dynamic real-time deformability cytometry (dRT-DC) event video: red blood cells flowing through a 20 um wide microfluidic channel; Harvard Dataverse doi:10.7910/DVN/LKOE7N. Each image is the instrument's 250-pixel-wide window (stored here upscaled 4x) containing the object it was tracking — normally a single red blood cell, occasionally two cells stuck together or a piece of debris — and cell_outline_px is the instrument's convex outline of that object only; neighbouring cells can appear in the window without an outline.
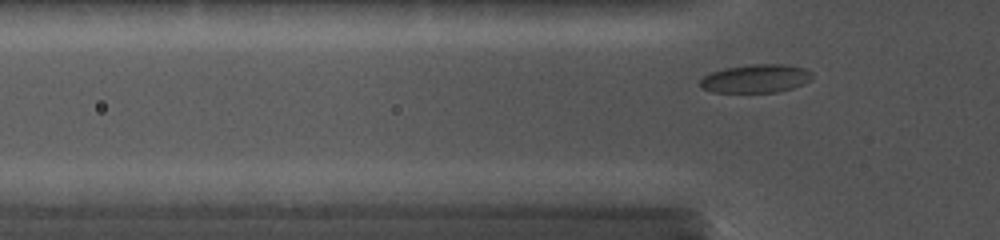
{"species": "common noctule bat (a hibernating species)", "species_latin": "Nyctalus noctula", "temperature_condition": "cold", "stored_images_in_passage": 48, "camera_frame_rate_fps": 5000, "um_per_image_px": 0.085, "animal": {"sex": "female", "body_mass_g": 19.0, "forearm_length_mm": 56.7}, "frame": {"image": 1, "passage_image": 9, "time_ms": 2.2, "image_size_px": [1000, 240], "cell_outline_px": [[812, 80], [804, 84], [792, 88], [776, 92], [712, 92], [700, 88], [700, 80], [708, 72], [724, 68], [752, 64], [788, 64], [804, 68], [812, 72]], "centroid_in_image_um": [64.24, 6.67], "position_along_channel_um": 61.6, "area_um2": 18.79}}
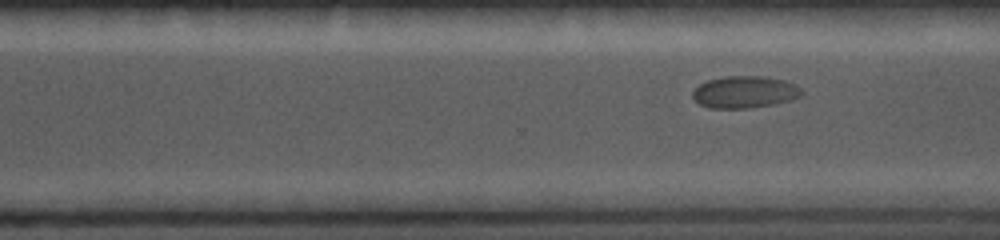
{"frame": {"image": 2, "passage_image": 32, "time_ms": 8.8, "image_size_px": [1000, 240], "cell_outline_px": [[804, 92], [800, 96], [792, 100], [776, 104], [748, 108], [708, 108], [700, 104], [692, 96], [692, 92], [700, 84], [708, 80], [728, 76], [764, 76], [784, 80], [796, 84]], "centroid_in_image_um": [63.33, 7.83], "position_along_channel_um": 307.3, "area_um2": 20.4}}
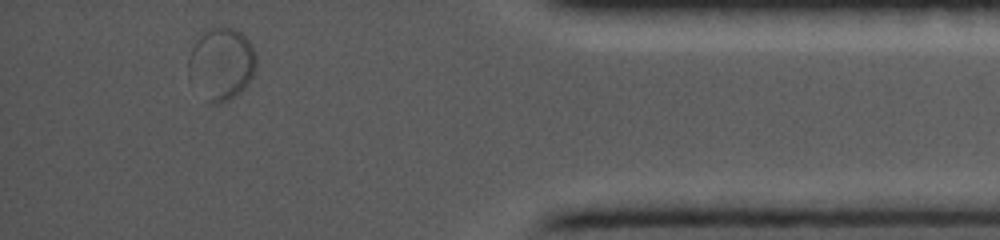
{"frame": {"image": 3, "passage_image": 45, "time_ms": 12.4, "image_size_px": [1000, 240], "cell_outline_px": [[256, 68], [248, 84], [240, 92], [228, 100], [216, 104], [208, 100], [188, 80], [188, 60], [192, 48], [200, 32], [208, 28], [236, 28], [252, 44], [256, 56]], "centroid_in_image_um": [18.8, 5.41], "position_along_channel_um": 416.4, "area_um2": 28.67}}